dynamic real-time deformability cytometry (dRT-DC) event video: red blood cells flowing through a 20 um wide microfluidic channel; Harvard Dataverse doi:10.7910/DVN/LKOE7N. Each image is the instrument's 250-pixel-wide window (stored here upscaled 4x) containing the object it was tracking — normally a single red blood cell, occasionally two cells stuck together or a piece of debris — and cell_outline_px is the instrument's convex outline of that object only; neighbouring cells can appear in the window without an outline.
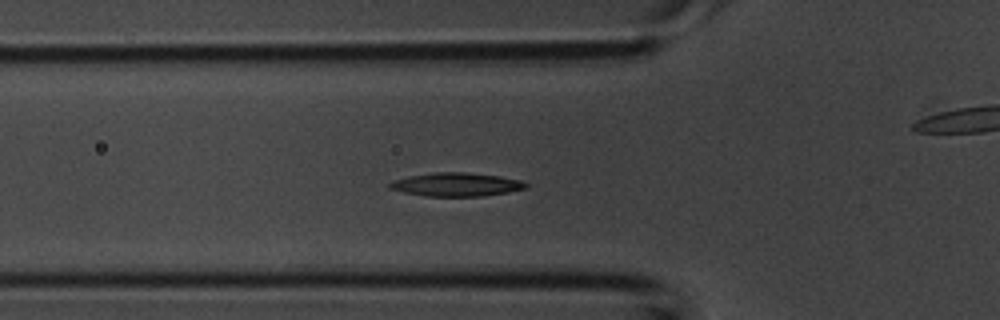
{"species": "common noctule bat (a hibernating species)", "species_latin": "Nyctalus noctula", "temperature_condition": "room temperature", "stored_images_in_passage": 33, "camera_frame_rate_fps": 3000, "um_per_image_px": 0.085, "animal": {"sex": "male", "body_mass_g": 20.1, "forearm_length_mm": 53.5}, "frame": {"image": 1, "passage_image": 4, "time_ms": 1.0, "image_size_px": [1000, 320], "cell_outline_px": [[528, 188], [508, 192], [484, 196], [424, 196], [404, 192], [388, 188], [388, 184], [396, 180], [408, 176], [432, 172], [464, 172], [500, 176], [520, 180], [528, 184]], "centroid_in_image_um": [38.8, 15.68], "position_along_channel_um": 87.0, "area_um2": 18.67}}
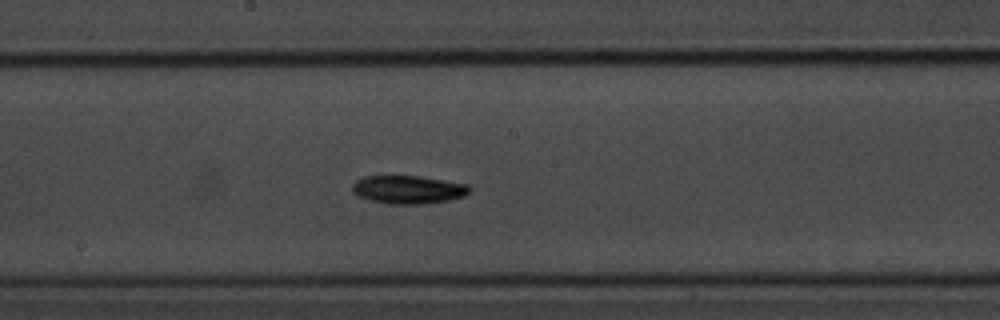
{"frame": {"image": 2, "passage_image": 12, "time_ms": 3.667, "image_size_px": [1000, 320], "cell_outline_px": [[472, 188], [464, 196], [448, 200], [424, 204], [388, 204], [372, 200], [360, 196], [352, 192], [352, 184], [360, 176], [420, 176], [468, 184]], "centroid_in_image_um": [34.69, 16.11], "position_along_channel_um": 213.5, "area_um2": 19.31}}
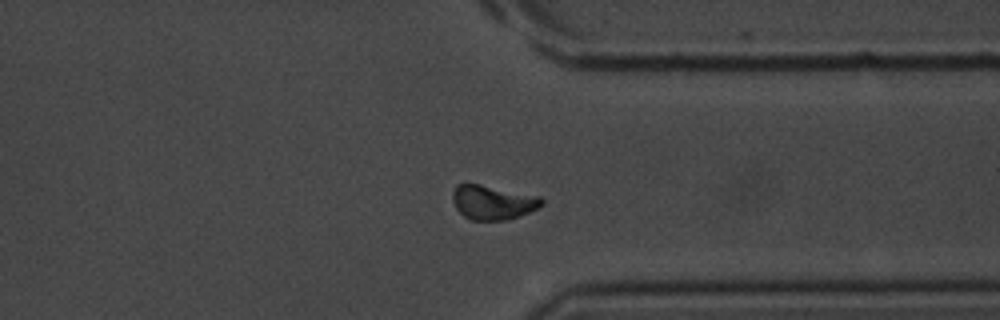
{"frame": {"image": 3, "passage_image": 22, "time_ms": 7.0, "image_size_px": [1000, 320], "cell_outline_px": [[544, 204], [520, 216], [504, 220], [472, 220], [464, 216], [456, 208], [452, 200], [452, 192], [456, 184], [480, 184], [540, 196], [544, 200]], "centroid_in_image_um": [41.88, 17.19], "position_along_channel_um": 369.5, "area_um2": 17.8}}